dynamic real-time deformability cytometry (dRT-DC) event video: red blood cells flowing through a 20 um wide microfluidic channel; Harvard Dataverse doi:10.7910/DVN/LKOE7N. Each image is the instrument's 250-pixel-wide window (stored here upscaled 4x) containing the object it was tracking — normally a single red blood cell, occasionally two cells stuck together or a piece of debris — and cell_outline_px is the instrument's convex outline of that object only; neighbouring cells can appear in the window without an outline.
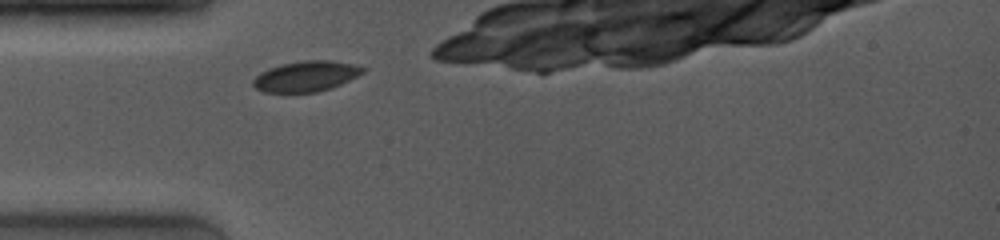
{"species": "common noctule bat (a hibernating species)", "species_latin": "Nyctalus noctula", "temperature_condition": "room temperature", "stored_images_in_passage": 29, "camera_frame_rate_fps": 4000, "um_per_image_px": 0.085, "animal": {"sex": "female", "body_mass_g": 19.0, "forearm_length_mm": 53.3}, "frame": {"image": 1, "passage_image": 1, "time_ms": 0.0, "image_size_px": [1000, 240], "cell_outline_px": [[368, 68], [364, 72], [332, 88], [316, 92], [264, 92], [256, 88], [252, 84], [252, 80], [260, 72], [268, 68], [284, 64], [304, 60], [328, 60], [352, 64]], "centroid_in_image_um": [26.0, 6.48], "position_along_channel_um": 59.0, "area_um2": 19.36}}